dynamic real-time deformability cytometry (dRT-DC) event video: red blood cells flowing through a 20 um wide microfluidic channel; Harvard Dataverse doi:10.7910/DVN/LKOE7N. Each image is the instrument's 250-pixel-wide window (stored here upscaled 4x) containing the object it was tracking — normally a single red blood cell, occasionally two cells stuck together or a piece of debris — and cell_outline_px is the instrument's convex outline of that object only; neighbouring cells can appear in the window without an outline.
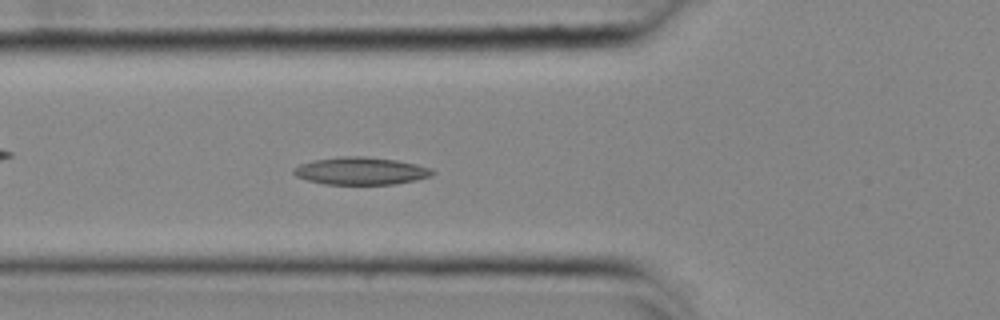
{"species": "common noctule bat (a hibernating species)", "species_latin": "Nyctalus noctula", "temperature_condition": "cold", "stored_images_in_passage": 55, "camera_frame_rate_fps": 3000, "um_per_image_px": 0.085, "animal": {"sex": "female", "body_mass_g": 25.1}, "frame": {"image": 1, "passage_image": 20, "time_ms": 6.333, "image_size_px": [1000, 320], "cell_outline_px": [[436, 172], [432, 176], [416, 180], [396, 184], [324, 184], [308, 180], [296, 176], [292, 172], [292, 168], [300, 164], [312, 160], [340, 156], [364, 156], [396, 160], [416, 164], [432, 168]], "centroid_in_image_um": [30.68, 14.52], "position_along_channel_um": 95.1, "area_um2": 22.43}}
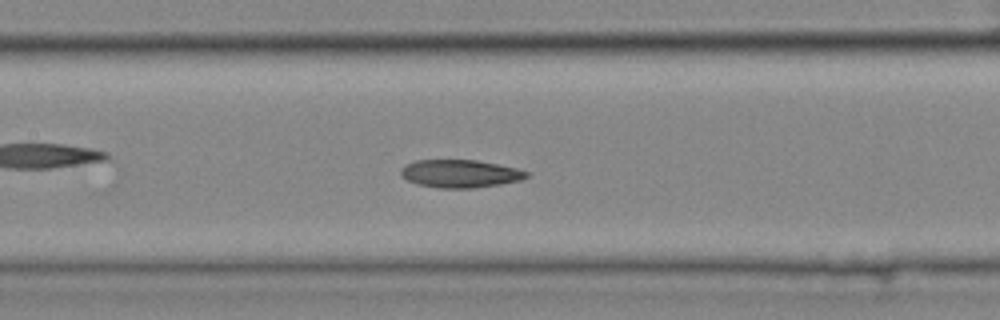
{"frame": {"image": 2, "passage_image": 26, "time_ms": 8.333, "image_size_px": [1000, 320], "cell_outline_px": [[528, 176], [520, 180], [500, 184], [472, 188], [436, 188], [420, 184], [408, 180], [400, 176], [400, 168], [404, 164], [416, 160], [476, 160], [516, 168], [528, 172]], "centroid_in_image_um": [39.06, 14.75], "position_along_channel_um": 168.3, "area_um2": 20.35}}
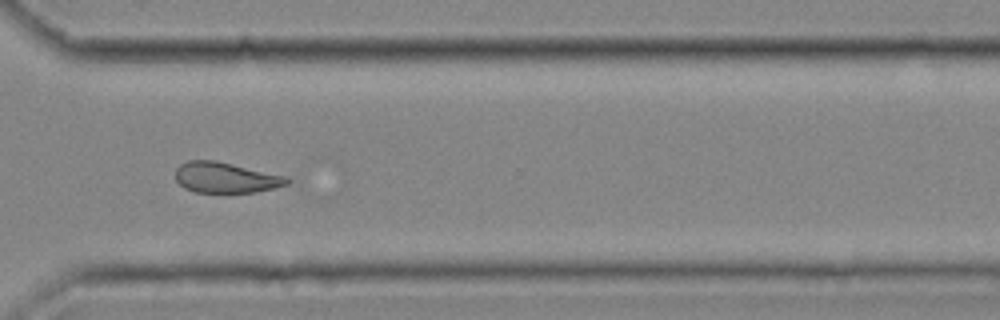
{"frame": {"image": 3, "passage_image": 41, "time_ms": 13.333, "image_size_px": [1000, 320], "cell_outline_px": [[292, 180], [288, 184], [276, 188], [256, 192], [196, 192], [184, 188], [176, 180], [176, 168], [180, 164], [188, 160], [216, 160], [288, 176]], "centroid_in_image_um": [19.23, 15.09], "position_along_channel_um": 351.4, "area_um2": 20.11}, "authors_computed_cell_mechanics": {"area_um2": 21.5594, "velocity_mm_per_s": 3.6531, "shape_relaxation_time_tau1_ms": null, "shape_relaxation_time_tau2_ms": 3.3127, "deformation_change_tau1": null, "deformation_change_tau2": 0.0918}}